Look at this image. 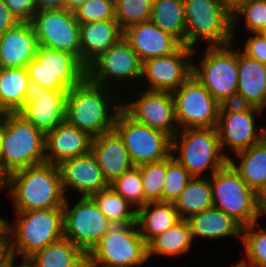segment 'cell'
Wrapping results in <instances>:
<instances>
[{
  "instance_id": "cb8c5ba5",
  "label": "cell",
  "mask_w": 266,
  "mask_h": 267,
  "mask_svg": "<svg viewBox=\"0 0 266 267\" xmlns=\"http://www.w3.org/2000/svg\"><path fill=\"white\" fill-rule=\"evenodd\" d=\"M123 37L116 19L80 24V61L87 69Z\"/></svg>"
},
{
  "instance_id": "816d5d0a",
  "label": "cell",
  "mask_w": 266,
  "mask_h": 267,
  "mask_svg": "<svg viewBox=\"0 0 266 267\" xmlns=\"http://www.w3.org/2000/svg\"><path fill=\"white\" fill-rule=\"evenodd\" d=\"M8 173L2 168L0 163V189H3V187L6 188L8 186Z\"/></svg>"
},
{
  "instance_id": "f907efd6",
  "label": "cell",
  "mask_w": 266,
  "mask_h": 267,
  "mask_svg": "<svg viewBox=\"0 0 266 267\" xmlns=\"http://www.w3.org/2000/svg\"><path fill=\"white\" fill-rule=\"evenodd\" d=\"M6 130V113L0 117V151L3 143V138Z\"/></svg>"
},
{
  "instance_id": "d6986e66",
  "label": "cell",
  "mask_w": 266,
  "mask_h": 267,
  "mask_svg": "<svg viewBox=\"0 0 266 267\" xmlns=\"http://www.w3.org/2000/svg\"><path fill=\"white\" fill-rule=\"evenodd\" d=\"M67 92L68 90L32 87L19 113L46 134L65 121Z\"/></svg>"
},
{
  "instance_id": "484cf974",
  "label": "cell",
  "mask_w": 266,
  "mask_h": 267,
  "mask_svg": "<svg viewBox=\"0 0 266 267\" xmlns=\"http://www.w3.org/2000/svg\"><path fill=\"white\" fill-rule=\"evenodd\" d=\"M237 105L263 109L266 104V64L238 51Z\"/></svg>"
},
{
  "instance_id": "6f0895ef",
  "label": "cell",
  "mask_w": 266,
  "mask_h": 267,
  "mask_svg": "<svg viewBox=\"0 0 266 267\" xmlns=\"http://www.w3.org/2000/svg\"><path fill=\"white\" fill-rule=\"evenodd\" d=\"M263 139L266 141V127H263Z\"/></svg>"
},
{
  "instance_id": "681fc988",
  "label": "cell",
  "mask_w": 266,
  "mask_h": 267,
  "mask_svg": "<svg viewBox=\"0 0 266 267\" xmlns=\"http://www.w3.org/2000/svg\"><path fill=\"white\" fill-rule=\"evenodd\" d=\"M249 1L251 0H226V8L232 14L243 3H246Z\"/></svg>"
},
{
  "instance_id": "ab89813d",
  "label": "cell",
  "mask_w": 266,
  "mask_h": 267,
  "mask_svg": "<svg viewBox=\"0 0 266 267\" xmlns=\"http://www.w3.org/2000/svg\"><path fill=\"white\" fill-rule=\"evenodd\" d=\"M143 192L148 202H162V189L166 177V159L139 166Z\"/></svg>"
},
{
  "instance_id": "db71d44e",
  "label": "cell",
  "mask_w": 266,
  "mask_h": 267,
  "mask_svg": "<svg viewBox=\"0 0 266 267\" xmlns=\"http://www.w3.org/2000/svg\"><path fill=\"white\" fill-rule=\"evenodd\" d=\"M266 215V201H259V216Z\"/></svg>"
},
{
  "instance_id": "7402d4cb",
  "label": "cell",
  "mask_w": 266,
  "mask_h": 267,
  "mask_svg": "<svg viewBox=\"0 0 266 267\" xmlns=\"http://www.w3.org/2000/svg\"><path fill=\"white\" fill-rule=\"evenodd\" d=\"M92 139L88 133L63 121L45 134L46 163L58 165L64 160L89 153Z\"/></svg>"
},
{
  "instance_id": "9c48e42d",
  "label": "cell",
  "mask_w": 266,
  "mask_h": 267,
  "mask_svg": "<svg viewBox=\"0 0 266 267\" xmlns=\"http://www.w3.org/2000/svg\"><path fill=\"white\" fill-rule=\"evenodd\" d=\"M232 44L207 46L206 54H203L205 56L199 61L201 67H198V64H192V75L221 105L236 103L238 51H233Z\"/></svg>"
},
{
  "instance_id": "9f6ffc18",
  "label": "cell",
  "mask_w": 266,
  "mask_h": 267,
  "mask_svg": "<svg viewBox=\"0 0 266 267\" xmlns=\"http://www.w3.org/2000/svg\"><path fill=\"white\" fill-rule=\"evenodd\" d=\"M80 267H94L88 260Z\"/></svg>"
},
{
  "instance_id": "1f68e13d",
  "label": "cell",
  "mask_w": 266,
  "mask_h": 267,
  "mask_svg": "<svg viewBox=\"0 0 266 267\" xmlns=\"http://www.w3.org/2000/svg\"><path fill=\"white\" fill-rule=\"evenodd\" d=\"M181 219L213 207L210 178L192 177L172 202ZM187 214L188 216L186 217Z\"/></svg>"
},
{
  "instance_id": "7dc6e473",
  "label": "cell",
  "mask_w": 266,
  "mask_h": 267,
  "mask_svg": "<svg viewBox=\"0 0 266 267\" xmlns=\"http://www.w3.org/2000/svg\"><path fill=\"white\" fill-rule=\"evenodd\" d=\"M37 11L64 9V0H35Z\"/></svg>"
},
{
  "instance_id": "c3c4849f",
  "label": "cell",
  "mask_w": 266,
  "mask_h": 267,
  "mask_svg": "<svg viewBox=\"0 0 266 267\" xmlns=\"http://www.w3.org/2000/svg\"><path fill=\"white\" fill-rule=\"evenodd\" d=\"M88 0H64V9L74 12L80 5Z\"/></svg>"
},
{
  "instance_id": "ee69618b",
  "label": "cell",
  "mask_w": 266,
  "mask_h": 267,
  "mask_svg": "<svg viewBox=\"0 0 266 267\" xmlns=\"http://www.w3.org/2000/svg\"><path fill=\"white\" fill-rule=\"evenodd\" d=\"M254 35L246 41L242 52L248 57L266 64V39L261 33H254Z\"/></svg>"
},
{
  "instance_id": "bcb514c9",
  "label": "cell",
  "mask_w": 266,
  "mask_h": 267,
  "mask_svg": "<svg viewBox=\"0 0 266 267\" xmlns=\"http://www.w3.org/2000/svg\"><path fill=\"white\" fill-rule=\"evenodd\" d=\"M18 19L11 13L9 7L0 0V38L2 35L18 23Z\"/></svg>"
},
{
  "instance_id": "44dd1931",
  "label": "cell",
  "mask_w": 266,
  "mask_h": 267,
  "mask_svg": "<svg viewBox=\"0 0 266 267\" xmlns=\"http://www.w3.org/2000/svg\"><path fill=\"white\" fill-rule=\"evenodd\" d=\"M123 37L141 62L170 55L182 45L170 33L162 31L150 20L128 26L123 30Z\"/></svg>"
},
{
  "instance_id": "52a82bcc",
  "label": "cell",
  "mask_w": 266,
  "mask_h": 267,
  "mask_svg": "<svg viewBox=\"0 0 266 267\" xmlns=\"http://www.w3.org/2000/svg\"><path fill=\"white\" fill-rule=\"evenodd\" d=\"M186 15L185 46L202 40L208 47L233 43L232 16L226 6L217 0H183Z\"/></svg>"
},
{
  "instance_id": "603a6c76",
  "label": "cell",
  "mask_w": 266,
  "mask_h": 267,
  "mask_svg": "<svg viewBox=\"0 0 266 267\" xmlns=\"http://www.w3.org/2000/svg\"><path fill=\"white\" fill-rule=\"evenodd\" d=\"M37 47L31 23L18 22L0 38V68H26L35 58Z\"/></svg>"
},
{
  "instance_id": "6125c7cd",
  "label": "cell",
  "mask_w": 266,
  "mask_h": 267,
  "mask_svg": "<svg viewBox=\"0 0 266 267\" xmlns=\"http://www.w3.org/2000/svg\"><path fill=\"white\" fill-rule=\"evenodd\" d=\"M15 267H26V266L23 265V264H20V265H17V266H15Z\"/></svg>"
},
{
  "instance_id": "5bb4252c",
  "label": "cell",
  "mask_w": 266,
  "mask_h": 267,
  "mask_svg": "<svg viewBox=\"0 0 266 267\" xmlns=\"http://www.w3.org/2000/svg\"><path fill=\"white\" fill-rule=\"evenodd\" d=\"M38 46L65 51L80 60V24L65 9L40 10L30 21Z\"/></svg>"
},
{
  "instance_id": "7a4b0ae2",
  "label": "cell",
  "mask_w": 266,
  "mask_h": 267,
  "mask_svg": "<svg viewBox=\"0 0 266 267\" xmlns=\"http://www.w3.org/2000/svg\"><path fill=\"white\" fill-rule=\"evenodd\" d=\"M8 187L16 212L63 208L66 200L57 165L46 162L10 173Z\"/></svg>"
},
{
  "instance_id": "d590c367",
  "label": "cell",
  "mask_w": 266,
  "mask_h": 267,
  "mask_svg": "<svg viewBox=\"0 0 266 267\" xmlns=\"http://www.w3.org/2000/svg\"><path fill=\"white\" fill-rule=\"evenodd\" d=\"M257 224L255 222L242 228L241 238L247 257L239 263L246 267H266V228L260 227L256 231Z\"/></svg>"
},
{
  "instance_id": "d6a6232c",
  "label": "cell",
  "mask_w": 266,
  "mask_h": 267,
  "mask_svg": "<svg viewBox=\"0 0 266 267\" xmlns=\"http://www.w3.org/2000/svg\"><path fill=\"white\" fill-rule=\"evenodd\" d=\"M150 21L185 46L186 15L183 0H153Z\"/></svg>"
},
{
  "instance_id": "94428289",
  "label": "cell",
  "mask_w": 266,
  "mask_h": 267,
  "mask_svg": "<svg viewBox=\"0 0 266 267\" xmlns=\"http://www.w3.org/2000/svg\"><path fill=\"white\" fill-rule=\"evenodd\" d=\"M217 1L223 3L226 6V0H217Z\"/></svg>"
},
{
  "instance_id": "e0dca14e",
  "label": "cell",
  "mask_w": 266,
  "mask_h": 267,
  "mask_svg": "<svg viewBox=\"0 0 266 267\" xmlns=\"http://www.w3.org/2000/svg\"><path fill=\"white\" fill-rule=\"evenodd\" d=\"M194 50L181 45L174 53L142 62V76L147 90L176 91L192 75ZM147 80V81H146Z\"/></svg>"
},
{
  "instance_id": "7bdbcfd3",
  "label": "cell",
  "mask_w": 266,
  "mask_h": 267,
  "mask_svg": "<svg viewBox=\"0 0 266 267\" xmlns=\"http://www.w3.org/2000/svg\"><path fill=\"white\" fill-rule=\"evenodd\" d=\"M19 22H30L37 7L35 0H3Z\"/></svg>"
},
{
  "instance_id": "4316f807",
  "label": "cell",
  "mask_w": 266,
  "mask_h": 267,
  "mask_svg": "<svg viewBox=\"0 0 266 267\" xmlns=\"http://www.w3.org/2000/svg\"><path fill=\"white\" fill-rule=\"evenodd\" d=\"M180 220L172 202H147L136 209V224L146 244Z\"/></svg>"
},
{
  "instance_id": "8d00e7d4",
  "label": "cell",
  "mask_w": 266,
  "mask_h": 267,
  "mask_svg": "<svg viewBox=\"0 0 266 267\" xmlns=\"http://www.w3.org/2000/svg\"><path fill=\"white\" fill-rule=\"evenodd\" d=\"M109 186L131 204V207L135 206L138 209L148 202L144 196L139 166H133Z\"/></svg>"
},
{
  "instance_id": "f546056e",
  "label": "cell",
  "mask_w": 266,
  "mask_h": 267,
  "mask_svg": "<svg viewBox=\"0 0 266 267\" xmlns=\"http://www.w3.org/2000/svg\"><path fill=\"white\" fill-rule=\"evenodd\" d=\"M235 155L238 156L240 164L237 165L231 157L228 158V162L245 183L258 195H261L266 189V141L262 139Z\"/></svg>"
},
{
  "instance_id": "d4e9b609",
  "label": "cell",
  "mask_w": 266,
  "mask_h": 267,
  "mask_svg": "<svg viewBox=\"0 0 266 267\" xmlns=\"http://www.w3.org/2000/svg\"><path fill=\"white\" fill-rule=\"evenodd\" d=\"M91 152L108 184L133 167L123 140L114 129L93 137Z\"/></svg>"
},
{
  "instance_id": "83f0119b",
  "label": "cell",
  "mask_w": 266,
  "mask_h": 267,
  "mask_svg": "<svg viewBox=\"0 0 266 267\" xmlns=\"http://www.w3.org/2000/svg\"><path fill=\"white\" fill-rule=\"evenodd\" d=\"M87 260L82 249L63 237L36 251L22 264L26 267H80Z\"/></svg>"
},
{
  "instance_id": "f35d334b",
  "label": "cell",
  "mask_w": 266,
  "mask_h": 267,
  "mask_svg": "<svg viewBox=\"0 0 266 267\" xmlns=\"http://www.w3.org/2000/svg\"><path fill=\"white\" fill-rule=\"evenodd\" d=\"M232 38H236L234 28L242 16L246 29L252 34L261 33L266 29V0H251L243 3L232 14Z\"/></svg>"
},
{
  "instance_id": "e575fe53",
  "label": "cell",
  "mask_w": 266,
  "mask_h": 267,
  "mask_svg": "<svg viewBox=\"0 0 266 267\" xmlns=\"http://www.w3.org/2000/svg\"><path fill=\"white\" fill-rule=\"evenodd\" d=\"M106 218L116 225L136 223V209L129 210L130 205L110 186L91 196Z\"/></svg>"
},
{
  "instance_id": "ffe728a7",
  "label": "cell",
  "mask_w": 266,
  "mask_h": 267,
  "mask_svg": "<svg viewBox=\"0 0 266 267\" xmlns=\"http://www.w3.org/2000/svg\"><path fill=\"white\" fill-rule=\"evenodd\" d=\"M64 193L66 187L78 191L81 197H91L109 187L97 159L89 153L70 158L57 165Z\"/></svg>"
},
{
  "instance_id": "4fadbf2b",
  "label": "cell",
  "mask_w": 266,
  "mask_h": 267,
  "mask_svg": "<svg viewBox=\"0 0 266 267\" xmlns=\"http://www.w3.org/2000/svg\"><path fill=\"white\" fill-rule=\"evenodd\" d=\"M79 199L71 208L66 197L63 205V236L88 255L113 224L91 197Z\"/></svg>"
},
{
  "instance_id": "f1b7e54d",
  "label": "cell",
  "mask_w": 266,
  "mask_h": 267,
  "mask_svg": "<svg viewBox=\"0 0 266 267\" xmlns=\"http://www.w3.org/2000/svg\"><path fill=\"white\" fill-rule=\"evenodd\" d=\"M192 240L197 237L219 239L227 236L242 235V226L233 218L217 208H209L186 219Z\"/></svg>"
},
{
  "instance_id": "11a10c76",
  "label": "cell",
  "mask_w": 266,
  "mask_h": 267,
  "mask_svg": "<svg viewBox=\"0 0 266 267\" xmlns=\"http://www.w3.org/2000/svg\"><path fill=\"white\" fill-rule=\"evenodd\" d=\"M259 201H266V189L259 195Z\"/></svg>"
},
{
  "instance_id": "277c9868",
  "label": "cell",
  "mask_w": 266,
  "mask_h": 267,
  "mask_svg": "<svg viewBox=\"0 0 266 267\" xmlns=\"http://www.w3.org/2000/svg\"><path fill=\"white\" fill-rule=\"evenodd\" d=\"M45 162V134L19 112H7L0 151L2 168L10 174Z\"/></svg>"
},
{
  "instance_id": "3957f363",
  "label": "cell",
  "mask_w": 266,
  "mask_h": 267,
  "mask_svg": "<svg viewBox=\"0 0 266 267\" xmlns=\"http://www.w3.org/2000/svg\"><path fill=\"white\" fill-rule=\"evenodd\" d=\"M17 215L15 225L8 222L7 227L15 259L19 255L24 262L36 251L64 237L63 208L17 212Z\"/></svg>"
},
{
  "instance_id": "f6af8a7d",
  "label": "cell",
  "mask_w": 266,
  "mask_h": 267,
  "mask_svg": "<svg viewBox=\"0 0 266 267\" xmlns=\"http://www.w3.org/2000/svg\"><path fill=\"white\" fill-rule=\"evenodd\" d=\"M8 231L0 237V267H15Z\"/></svg>"
},
{
  "instance_id": "ac0fdd59",
  "label": "cell",
  "mask_w": 266,
  "mask_h": 267,
  "mask_svg": "<svg viewBox=\"0 0 266 267\" xmlns=\"http://www.w3.org/2000/svg\"><path fill=\"white\" fill-rule=\"evenodd\" d=\"M145 90L136 100L128 104L122 102L121 109L134 121L161 130L173 138L180 129H177L172 93Z\"/></svg>"
},
{
  "instance_id": "680465c9",
  "label": "cell",
  "mask_w": 266,
  "mask_h": 267,
  "mask_svg": "<svg viewBox=\"0 0 266 267\" xmlns=\"http://www.w3.org/2000/svg\"><path fill=\"white\" fill-rule=\"evenodd\" d=\"M233 267V266H232ZM234 267H246L244 265H242L241 263L237 262L236 265Z\"/></svg>"
},
{
  "instance_id": "30bf717a",
  "label": "cell",
  "mask_w": 266,
  "mask_h": 267,
  "mask_svg": "<svg viewBox=\"0 0 266 267\" xmlns=\"http://www.w3.org/2000/svg\"><path fill=\"white\" fill-rule=\"evenodd\" d=\"M26 69L32 87L49 90H69L87 77V69L75 55L42 46Z\"/></svg>"
},
{
  "instance_id": "7c38bea8",
  "label": "cell",
  "mask_w": 266,
  "mask_h": 267,
  "mask_svg": "<svg viewBox=\"0 0 266 267\" xmlns=\"http://www.w3.org/2000/svg\"><path fill=\"white\" fill-rule=\"evenodd\" d=\"M172 95L178 129L216 128L221 104L195 76Z\"/></svg>"
},
{
  "instance_id": "8992f818",
  "label": "cell",
  "mask_w": 266,
  "mask_h": 267,
  "mask_svg": "<svg viewBox=\"0 0 266 267\" xmlns=\"http://www.w3.org/2000/svg\"><path fill=\"white\" fill-rule=\"evenodd\" d=\"M171 152L192 177H204L202 173L209 168L213 174L223 167L230 157L221 151L216 128L181 129L172 138ZM175 152L179 153V156L176 157V154H173Z\"/></svg>"
},
{
  "instance_id": "60d3db41",
  "label": "cell",
  "mask_w": 266,
  "mask_h": 267,
  "mask_svg": "<svg viewBox=\"0 0 266 267\" xmlns=\"http://www.w3.org/2000/svg\"><path fill=\"white\" fill-rule=\"evenodd\" d=\"M191 178L189 172L172 155L166 158V177L162 189V202H173Z\"/></svg>"
},
{
  "instance_id": "74e56055",
  "label": "cell",
  "mask_w": 266,
  "mask_h": 267,
  "mask_svg": "<svg viewBox=\"0 0 266 267\" xmlns=\"http://www.w3.org/2000/svg\"><path fill=\"white\" fill-rule=\"evenodd\" d=\"M153 0H115V19L124 30L151 18Z\"/></svg>"
},
{
  "instance_id": "be15d7a7",
  "label": "cell",
  "mask_w": 266,
  "mask_h": 267,
  "mask_svg": "<svg viewBox=\"0 0 266 267\" xmlns=\"http://www.w3.org/2000/svg\"><path fill=\"white\" fill-rule=\"evenodd\" d=\"M4 114V112L0 109V117Z\"/></svg>"
},
{
  "instance_id": "b9f144b4",
  "label": "cell",
  "mask_w": 266,
  "mask_h": 267,
  "mask_svg": "<svg viewBox=\"0 0 266 267\" xmlns=\"http://www.w3.org/2000/svg\"><path fill=\"white\" fill-rule=\"evenodd\" d=\"M73 13L79 24L115 19V0H88Z\"/></svg>"
},
{
  "instance_id": "ba28073f",
  "label": "cell",
  "mask_w": 266,
  "mask_h": 267,
  "mask_svg": "<svg viewBox=\"0 0 266 267\" xmlns=\"http://www.w3.org/2000/svg\"><path fill=\"white\" fill-rule=\"evenodd\" d=\"M87 256L94 267H135L149 260L136 223L113 224Z\"/></svg>"
},
{
  "instance_id": "8fae6325",
  "label": "cell",
  "mask_w": 266,
  "mask_h": 267,
  "mask_svg": "<svg viewBox=\"0 0 266 267\" xmlns=\"http://www.w3.org/2000/svg\"><path fill=\"white\" fill-rule=\"evenodd\" d=\"M114 130L122 138L133 166L165 160L172 155V137L118 112Z\"/></svg>"
},
{
  "instance_id": "6da1fadb",
  "label": "cell",
  "mask_w": 266,
  "mask_h": 267,
  "mask_svg": "<svg viewBox=\"0 0 266 267\" xmlns=\"http://www.w3.org/2000/svg\"><path fill=\"white\" fill-rule=\"evenodd\" d=\"M115 92L86 77L67 92L65 120L92 138L112 131L122 107L117 99H113L117 96Z\"/></svg>"
},
{
  "instance_id": "4dcf8cb0",
  "label": "cell",
  "mask_w": 266,
  "mask_h": 267,
  "mask_svg": "<svg viewBox=\"0 0 266 267\" xmlns=\"http://www.w3.org/2000/svg\"><path fill=\"white\" fill-rule=\"evenodd\" d=\"M31 88L26 68H0V109L4 113L19 112Z\"/></svg>"
},
{
  "instance_id": "2e32d148",
  "label": "cell",
  "mask_w": 266,
  "mask_h": 267,
  "mask_svg": "<svg viewBox=\"0 0 266 267\" xmlns=\"http://www.w3.org/2000/svg\"><path fill=\"white\" fill-rule=\"evenodd\" d=\"M141 76L142 62L124 37L87 68V78L91 82L112 90L116 89L114 80L115 83L133 78L138 81Z\"/></svg>"
},
{
  "instance_id": "f5cc1de1",
  "label": "cell",
  "mask_w": 266,
  "mask_h": 267,
  "mask_svg": "<svg viewBox=\"0 0 266 267\" xmlns=\"http://www.w3.org/2000/svg\"><path fill=\"white\" fill-rule=\"evenodd\" d=\"M8 221L0 217V237L7 232Z\"/></svg>"
},
{
  "instance_id": "91938a15",
  "label": "cell",
  "mask_w": 266,
  "mask_h": 267,
  "mask_svg": "<svg viewBox=\"0 0 266 267\" xmlns=\"http://www.w3.org/2000/svg\"><path fill=\"white\" fill-rule=\"evenodd\" d=\"M262 36L266 39V29L261 32Z\"/></svg>"
},
{
  "instance_id": "5b68a950",
  "label": "cell",
  "mask_w": 266,
  "mask_h": 267,
  "mask_svg": "<svg viewBox=\"0 0 266 267\" xmlns=\"http://www.w3.org/2000/svg\"><path fill=\"white\" fill-rule=\"evenodd\" d=\"M213 207L220 209L242 227L258 221L259 195L227 162L210 176Z\"/></svg>"
},
{
  "instance_id": "9a60e30c",
  "label": "cell",
  "mask_w": 266,
  "mask_h": 267,
  "mask_svg": "<svg viewBox=\"0 0 266 267\" xmlns=\"http://www.w3.org/2000/svg\"><path fill=\"white\" fill-rule=\"evenodd\" d=\"M263 110L253 106L222 104L216 126L221 150L228 147L235 153L248 149L263 139V128L258 132L255 121Z\"/></svg>"
},
{
  "instance_id": "836d02e7",
  "label": "cell",
  "mask_w": 266,
  "mask_h": 267,
  "mask_svg": "<svg viewBox=\"0 0 266 267\" xmlns=\"http://www.w3.org/2000/svg\"><path fill=\"white\" fill-rule=\"evenodd\" d=\"M192 242L190 226L186 219H181L147 244L148 259L157 254L177 256L186 253L190 250Z\"/></svg>"
}]
</instances>
